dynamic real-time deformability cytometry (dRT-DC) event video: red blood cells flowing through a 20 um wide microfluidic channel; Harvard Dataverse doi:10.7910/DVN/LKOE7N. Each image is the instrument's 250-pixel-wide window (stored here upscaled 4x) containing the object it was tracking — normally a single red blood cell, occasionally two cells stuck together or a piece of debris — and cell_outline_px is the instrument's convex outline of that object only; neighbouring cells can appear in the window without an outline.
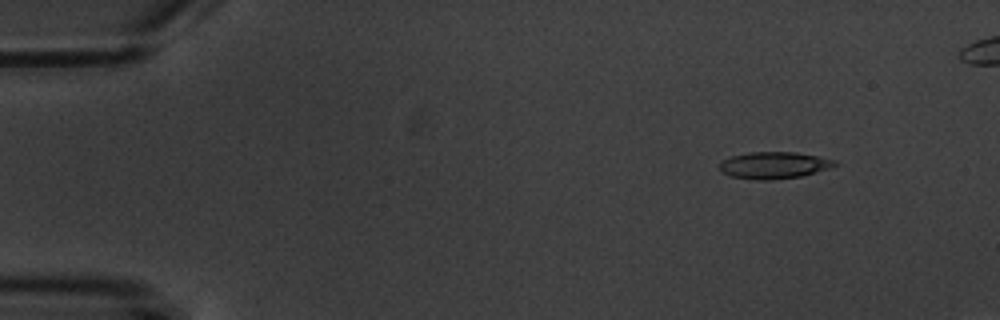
{"species": "common noctule bat (a hibernating species)", "species_latin": "Nyctalus noctula", "temperature_condition": "warm", "stored_images_in_passage": 5, "camera_frame_rate_fps": 3000, "um_per_image_px": 0.085, "animal": {"sex": "male", "body_mass_g": 20.1, "forearm_length_mm": 53.5}, "frame": {"image": 1, "passage_image": 2, "time_ms": 1.333, "image_size_px": [1000, 320], "cell_outline_px": [[840, 164], [828, 168], [800, 176], [772, 180], [756, 180], [732, 176], [720, 172], [720, 164], [724, 160], [732, 156], [748, 152], [796, 152], [820, 156], [836, 160]], "centroid_in_image_um": [65.81, 14.04], "position_along_channel_um": 19.2, "area_um2": 17.98}}